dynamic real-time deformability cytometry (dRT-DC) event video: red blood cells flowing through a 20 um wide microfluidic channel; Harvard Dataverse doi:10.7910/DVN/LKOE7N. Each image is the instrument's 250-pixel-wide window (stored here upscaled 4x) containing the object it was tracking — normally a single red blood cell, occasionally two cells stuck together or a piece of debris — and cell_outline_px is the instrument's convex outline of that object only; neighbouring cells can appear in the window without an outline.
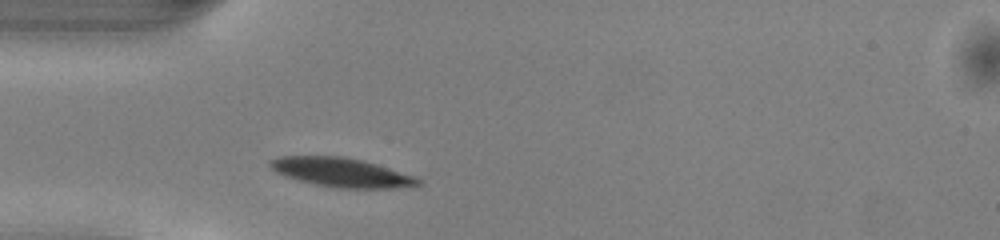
{"species": "common noctule bat (a hibernating species)", "species_latin": "Nyctalus noctula", "temperature_condition": "warm", "stored_images_in_passage": 37, "camera_frame_rate_fps": 3000, "um_per_image_px": 0.085, "animal": {"sex": "male", "body_mass_g": 13.0, "forearm_length_mm": 53.1}, "frame": {"image": 1, "passage_image": 1, "time_ms": 0.0, "image_size_px": [1000, 240], "cell_outline_px": [[420, 184], [396, 188], [340, 188], [316, 184], [284, 176], [276, 172], [268, 164], [268, 160], [276, 156], [344, 156], [376, 164], [416, 176], [420, 180]], "centroid_in_image_um": [28.98, 14.64], "position_along_channel_um": 56.0, "area_um2": 24.91}}
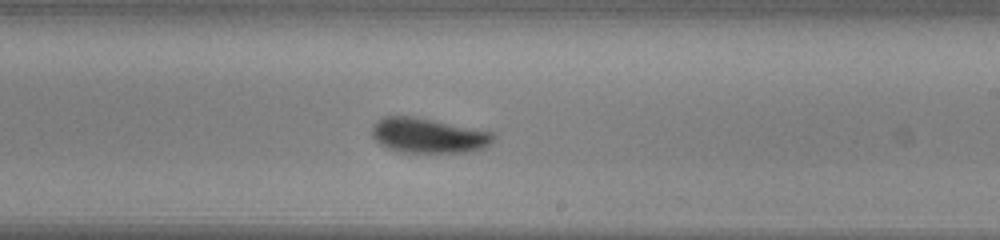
{"frame": {"image": 2, "passage_image": 16, "time_ms": 5.0, "image_size_px": [1000, 240], "cell_outline_px": [[496, 136], [492, 144], [484, 148], [472, 152], [400, 152], [388, 148], [380, 144], [372, 136], [372, 124], [376, 120], [384, 116], [408, 116], [432, 120], [492, 132]], "centroid_in_image_um": [36.41, 11.53], "position_along_channel_um": 252.6, "area_um2": 24.68}}
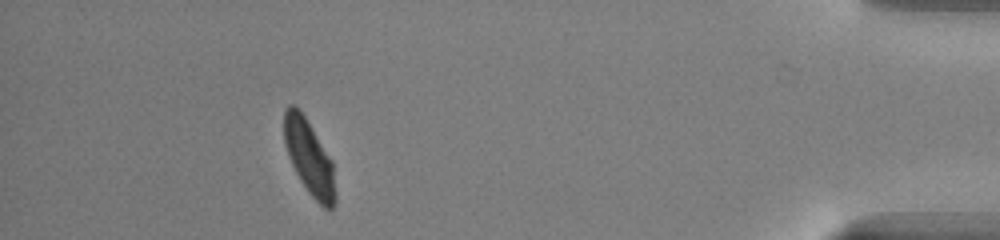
{"frame": {"image": 3, "passage_image": 32, "time_ms": 10.333, "image_size_px": [1000, 240], "cell_outline_px": [[336, 204], [332, 208], [324, 208], [308, 192], [300, 180], [292, 164], [284, 144], [284, 112], [288, 104], [292, 104], [304, 116], [332, 160], [336, 196]], "centroid_in_image_um": [26.29, 13.42], "position_along_channel_um": 408.9, "area_um2": 21.96}, "authors_computed_cell_mechanics": {"area_um2": 24.565, "velocity_mm_per_s": 4.0448, "shape_relaxation_time_tau1_ms": 2.208, "shape_relaxation_time_tau2_ms": 3.4655, "deformation_change_tau1": 0.1139, "deformation_change_tau2": 0.0795}}